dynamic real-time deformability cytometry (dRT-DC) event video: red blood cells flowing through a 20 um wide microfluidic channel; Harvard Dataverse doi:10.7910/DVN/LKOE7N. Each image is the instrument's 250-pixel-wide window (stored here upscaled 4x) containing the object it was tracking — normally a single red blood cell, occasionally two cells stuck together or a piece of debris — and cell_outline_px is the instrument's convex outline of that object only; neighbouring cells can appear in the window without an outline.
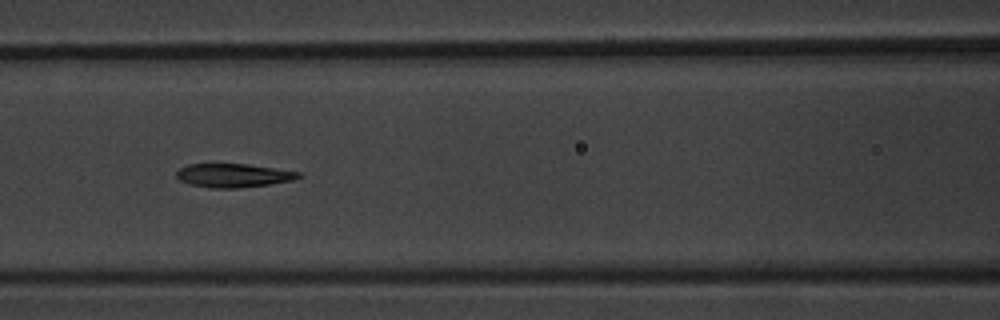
{"species": "common noctule bat (a hibernating species)", "species_latin": "Nyctalus noctula", "temperature_condition": "warm", "stored_images_in_passage": 9, "camera_frame_rate_fps": 3000, "um_per_image_px": 0.085, "animal": {"sex": "male", "body_mass_g": 20.1, "forearm_length_mm": 53.5}, "frame": {"image": 1, "passage_image": 6, "time_ms": 5.667, "image_size_px": [1000, 320], "cell_outline_px": [[304, 176], [292, 180], [268, 184], [240, 188], [208, 188], [188, 184], [180, 180], [176, 176], [176, 172], [180, 168], [188, 164], [248, 164], [300, 172]], "centroid_in_image_um": [19.82, 14.91], "position_along_channel_um": 146.8, "area_um2": 16.88}}
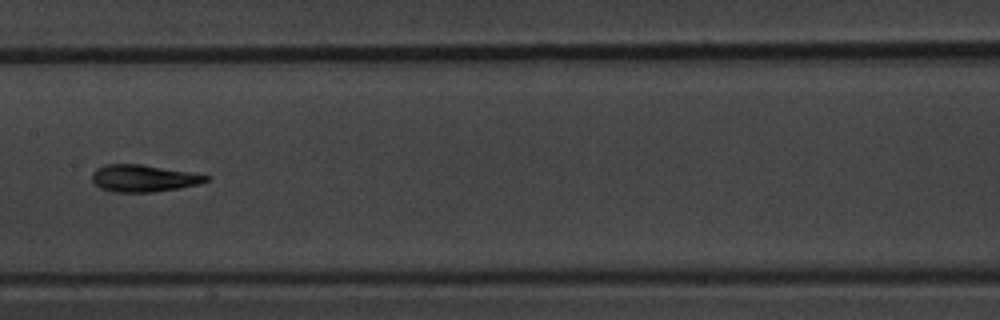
{"frame": {"image": 2, "passage_image": 7, "time_ms": 7.0, "image_size_px": [1000, 320], "cell_outline_px": [[212, 176], [208, 180], [200, 184], [180, 188], [152, 192], [112, 192], [100, 188], [92, 180], [92, 172], [96, 168], [104, 164], [140, 164]], "centroid_in_image_um": [12.18, 15.16], "position_along_channel_um": 195.2, "area_um2": 17.98}}
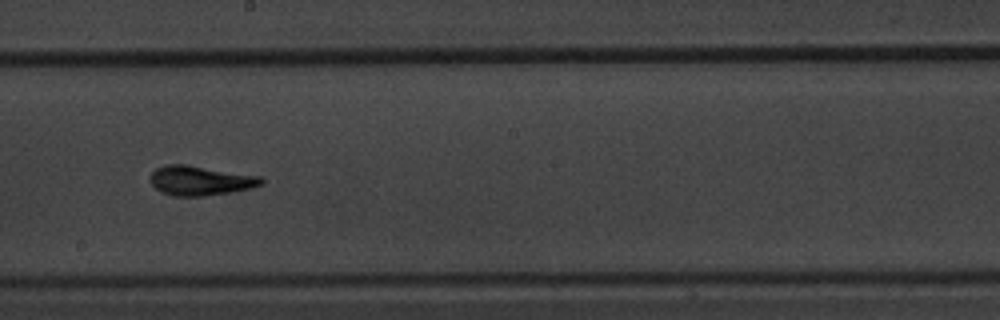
{"frame": {"image": 3, "passage_image": 8, "time_ms": 8.0, "image_size_px": [1000, 320], "cell_outline_px": [[264, 184], [248, 188], [228, 192], [200, 196], [176, 196], [160, 192], [152, 184], [152, 172], [156, 168], [168, 164], [184, 164], [260, 176], [264, 180]], "centroid_in_image_um": [17.02, 15.34], "position_along_channel_um": 231.2, "area_um2": 18.73}}